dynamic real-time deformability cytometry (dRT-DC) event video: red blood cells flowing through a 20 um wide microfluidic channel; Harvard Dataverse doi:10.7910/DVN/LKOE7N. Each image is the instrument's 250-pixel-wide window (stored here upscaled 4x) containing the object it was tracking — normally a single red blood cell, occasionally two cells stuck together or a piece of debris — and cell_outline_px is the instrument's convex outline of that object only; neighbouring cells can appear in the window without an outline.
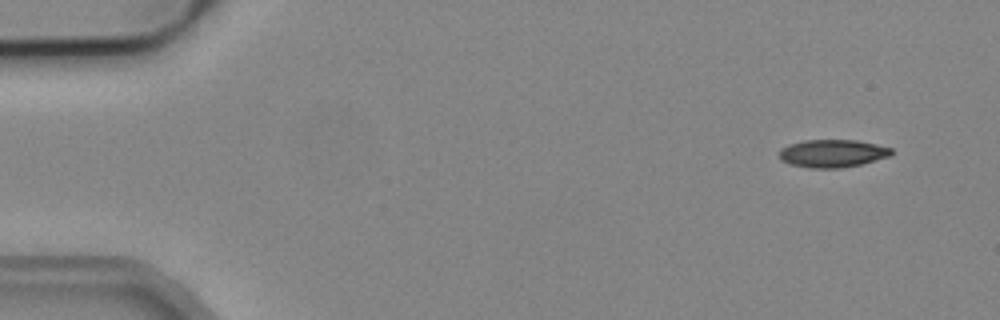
{"species": "common noctule bat (a hibernating species)", "species_latin": "Nyctalus noctula", "temperature_condition": "cold", "stored_images_in_passage": 4, "camera_frame_rate_fps": 3000, "um_per_image_px": 0.085, "animal": {"sex": "male", "body_mass_g": 19.2, "forearm_length_mm": 51.8}, "frame": {"image": 1, "passage_image": 1, "time_ms": 0.0, "image_size_px": [1000, 320], "cell_outline_px": [[892, 156], [860, 164], [840, 168], [808, 168], [788, 164], [780, 160], [780, 148], [788, 144], [804, 140], [856, 140], [876, 144], [892, 148]], "centroid_in_image_um": [70.74, 13.04], "position_along_channel_um": 14.3, "area_um2": 18.32}}
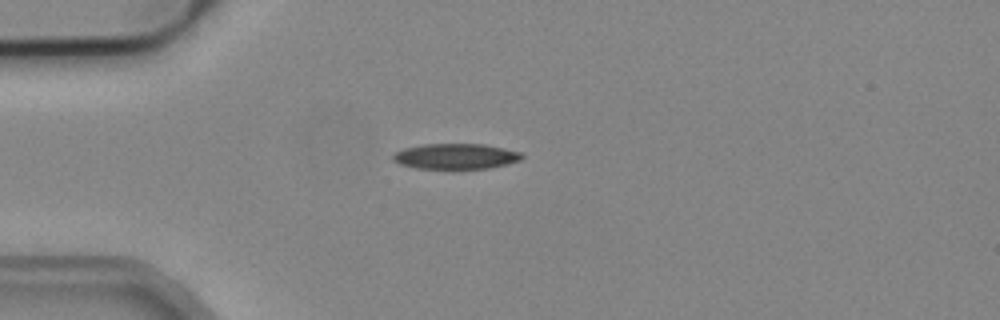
{"frame": {"image": 2, "passage_image": 4, "time_ms": 1.0, "image_size_px": [1000, 320], "cell_outline_px": [[524, 156], [520, 160], [508, 164], [488, 168], [416, 168], [400, 164], [392, 160], [392, 156], [396, 152], [404, 148], [424, 144], [484, 144], [504, 148], [520, 152]], "centroid_in_image_um": [38.74, 13.28], "position_along_channel_um": 46.3, "area_um2": 19.02}}